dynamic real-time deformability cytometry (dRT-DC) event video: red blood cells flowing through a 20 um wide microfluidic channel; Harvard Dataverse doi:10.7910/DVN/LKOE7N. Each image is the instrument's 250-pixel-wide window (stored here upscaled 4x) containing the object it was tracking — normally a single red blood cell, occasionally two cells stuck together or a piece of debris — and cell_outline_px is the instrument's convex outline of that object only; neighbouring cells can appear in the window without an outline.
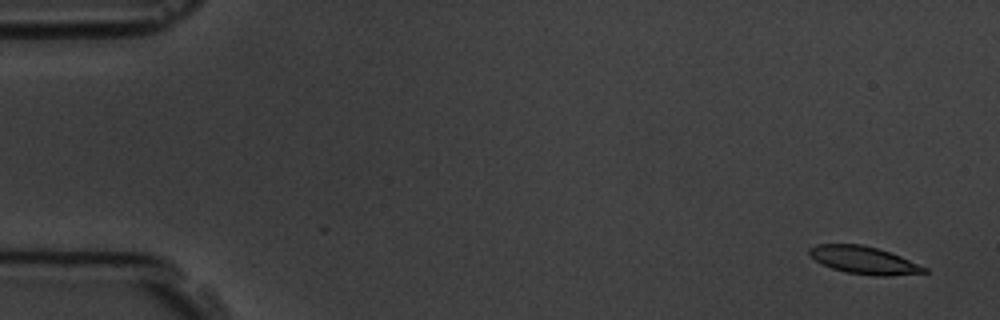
{"species": "common noctule bat (a hibernating species)", "species_latin": "Nyctalus noctula", "temperature_condition": "room temperature", "stored_images_in_passage": 6, "camera_frame_rate_fps": 3000, "um_per_image_px": 0.085, "animal": {"sex": "male", "body_mass_g": 19.5, "forearm_length_mm": 54.6}, "frame": {"image": 1, "passage_image": 1, "time_ms": 0.0, "image_size_px": [1000, 320], "cell_outline_px": [[928, 272], [888, 276], [876, 276], [848, 272], [832, 268], [816, 260], [808, 252], [808, 248], [816, 244], [860, 244], [876, 248], [900, 256], [928, 268]], "centroid_in_image_um": [73.44, 22.11], "position_along_channel_um": 11.6, "area_um2": 18.15}}
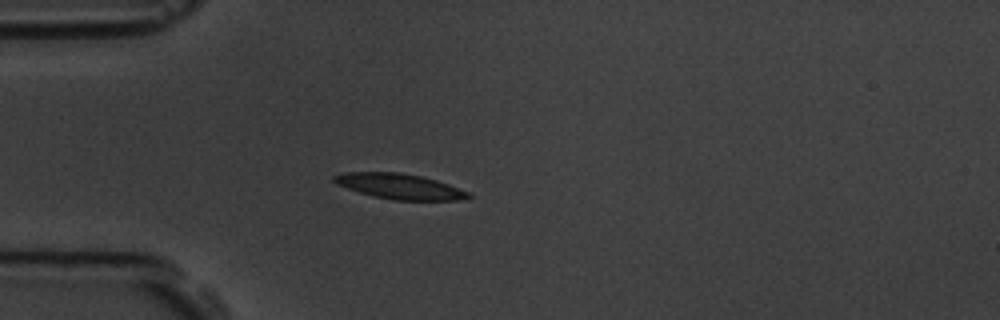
{"frame": {"image": 2, "passage_image": 4, "time_ms": 4.333, "image_size_px": [1000, 320], "cell_outline_px": [[472, 196], [460, 200], [392, 200], [372, 196], [336, 184], [332, 180], [332, 176], [344, 172], [400, 172], [420, 176], [436, 180], [472, 192]], "centroid_in_image_um": [33.98, 15.84], "position_along_channel_um": 51.0, "area_um2": 19.94}}
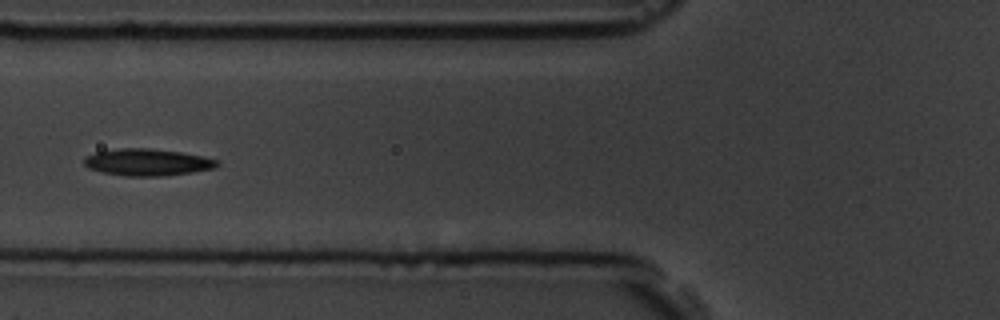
{"frame": {"image": 3, "passage_image": 6, "time_ms": 6.333, "image_size_px": [1000, 320], "cell_outline_px": [[220, 164], [212, 168], [192, 172], [164, 176], [124, 176], [104, 172], [88, 168], [84, 164], [84, 156], [96, 152], [120, 148], [152, 148], [180, 152], [200, 156], [216, 160]], "centroid_in_image_um": [12.48, 13.79], "position_along_channel_um": 113.3, "area_um2": 20.69}}